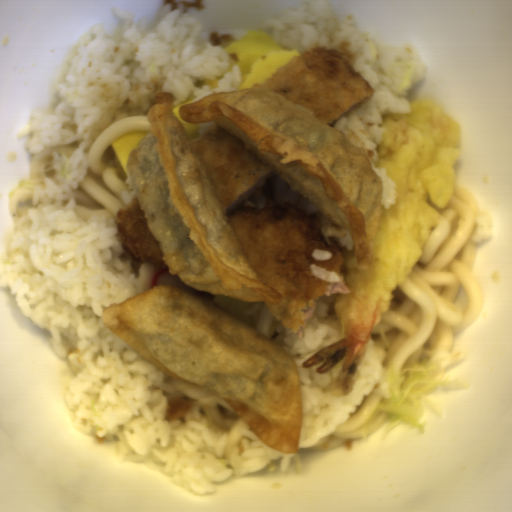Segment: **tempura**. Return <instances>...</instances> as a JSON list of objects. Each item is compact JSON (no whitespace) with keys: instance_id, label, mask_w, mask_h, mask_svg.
<instances>
[{"instance_id":"1","label":"tempura","mask_w":512,"mask_h":512,"mask_svg":"<svg viewBox=\"0 0 512 512\" xmlns=\"http://www.w3.org/2000/svg\"><path fill=\"white\" fill-rule=\"evenodd\" d=\"M462 145L461 124L434 97L415 101L410 112L385 116L375 163L394 184V203L382 206L372 262L364 272L358 270L355 248L337 249L343 260L337 273L349 293L330 297L326 319L342 337L301 365L322 375L339 368L329 381L330 394H349L370 334L416 267L452 197Z\"/></svg>"}]
</instances>
